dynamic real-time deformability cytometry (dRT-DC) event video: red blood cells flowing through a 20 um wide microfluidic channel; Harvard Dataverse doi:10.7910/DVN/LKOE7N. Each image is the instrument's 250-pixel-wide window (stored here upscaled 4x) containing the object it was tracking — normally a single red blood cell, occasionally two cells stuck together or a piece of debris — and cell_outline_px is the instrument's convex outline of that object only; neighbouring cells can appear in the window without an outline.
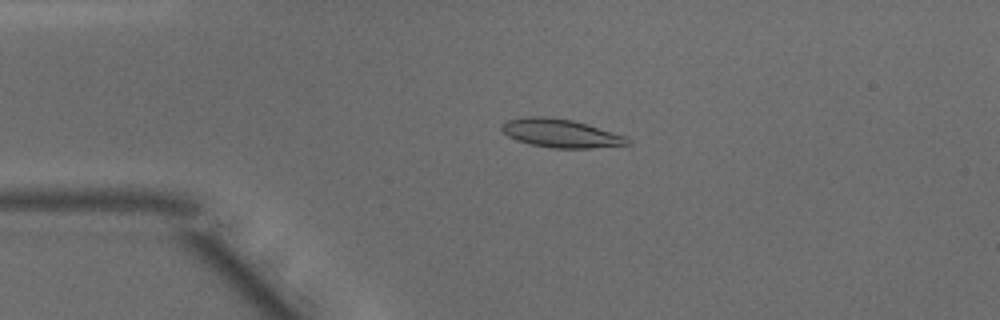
{"species": "common noctule bat (a hibernating species)", "species_latin": "Nyctalus noctula", "temperature_condition": "warm", "stored_images_in_passage": 49, "camera_frame_rate_fps": 3000, "um_per_image_px": 0.085, "animal": {"sex": "male", "body_mass_g": 15.6}, "frame": {"image": 1, "passage_image": 11, "time_ms": 3.333, "image_size_px": [1000, 320], "cell_outline_px": [[632, 144], [588, 148], [552, 148], [528, 144], [516, 140], [508, 136], [500, 128], [500, 124], [508, 120], [524, 116], [548, 116], [572, 120], [588, 124], [624, 136], [632, 140]], "centroid_in_image_um": [47.62, 11.32], "position_along_channel_um": 37.4, "area_um2": 20.98}}
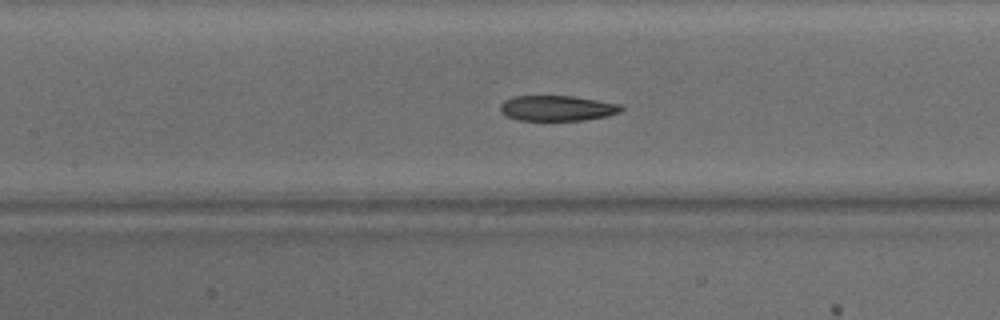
{"frame": {"image": 2, "passage_image": 22, "time_ms": 7.0, "image_size_px": [1000, 320], "cell_outline_px": [[624, 108], [620, 112], [608, 116], [584, 120], [516, 120], [500, 112], [500, 104], [504, 100], [512, 96], [572, 96], [620, 104]], "centroid_in_image_um": [47.34, 9.19], "position_along_channel_um": 160.1, "area_um2": 17.92}}
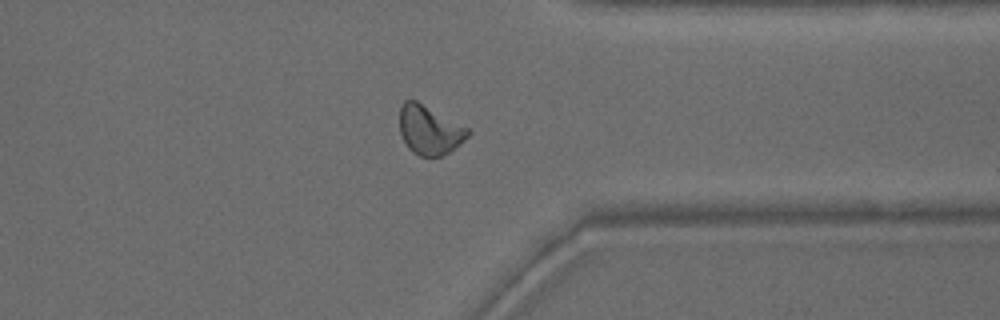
{"frame": {"image": 3, "passage_image": 38, "time_ms": 12.333, "image_size_px": [1000, 320], "cell_outline_px": [[472, 132], [460, 144], [448, 152], [440, 156], [420, 156], [412, 152], [408, 148], [400, 132], [400, 104], [404, 100], [416, 100], [468, 128]], "centroid_in_image_um": [36.49, 11.04], "position_along_channel_um": 374.9, "area_um2": 19.36}, "authors_computed_cell_mechanics": {"area_um2": 19.4208, "velocity_mm_per_s": 4.1303, "shape_relaxation_time_tau1_ms": 3.4441, "shape_relaxation_time_tau2_ms": 2.4598, "deformation_change_tau1": 0.1367, "deformation_change_tau2": 0.0915}}